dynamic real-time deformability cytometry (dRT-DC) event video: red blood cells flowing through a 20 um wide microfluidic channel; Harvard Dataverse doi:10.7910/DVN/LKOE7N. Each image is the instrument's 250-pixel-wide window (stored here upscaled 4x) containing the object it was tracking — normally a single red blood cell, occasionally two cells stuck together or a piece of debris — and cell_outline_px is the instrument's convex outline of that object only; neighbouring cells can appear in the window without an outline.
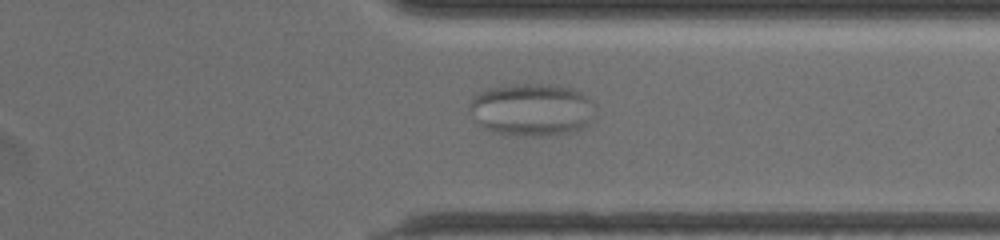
{"species": "common noctule bat (a hibernating species)", "species_latin": "Nyctalus noctula", "temperature_condition": "warm", "stored_images_in_passage": 33, "segment_of_instrument_passage": [2, 3], "camera_frame_rate_fps": 3000, "um_per_image_px": 0.085, "animal": {"sex": "female", "body_mass_g": 19.5, "forearm_length_mm": 54.1}, "frame": {"image": 1, "passage_image": 24, "time_ms": 10.667, "image_size_px": [1000, 240], "cell_outline_px": [[596, 116], [584, 128], [576, 132], [556, 136], [520, 136], [496, 132], [484, 128], [476, 124], [476, 120], [588, 116]], "centroid_in_image_um": [45.65, 10.69], "position_along_channel_um": 365.8, "area_um2": 12.43}}